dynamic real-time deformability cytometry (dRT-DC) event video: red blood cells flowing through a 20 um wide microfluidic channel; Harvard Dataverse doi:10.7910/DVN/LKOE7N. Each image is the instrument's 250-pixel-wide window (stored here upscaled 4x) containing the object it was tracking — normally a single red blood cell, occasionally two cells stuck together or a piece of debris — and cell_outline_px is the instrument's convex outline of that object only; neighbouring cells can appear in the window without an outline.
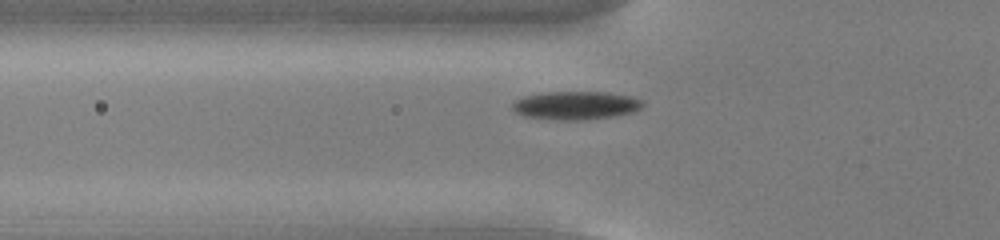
{"species": "common noctule bat (a hibernating species)", "species_latin": "Nyctalus noctula", "temperature_condition": "cold", "stored_images_in_passage": 42, "camera_frame_rate_fps": 3000, "um_per_image_px": 0.085, "animal": {"sex": "male", "body_mass_g": 13.0, "forearm_length_mm": 53.1}, "frame": {"image": 1, "passage_image": 10, "time_ms": 3.0, "image_size_px": [1000, 240], "cell_outline_px": [[644, 104], [636, 112], [612, 116], [584, 120], [552, 120], [524, 116], [516, 112], [512, 108], [512, 104], [516, 100], [524, 96], [548, 92], [608, 92], [632, 96], [644, 100]], "centroid_in_image_um": [48.98, 8.96], "position_along_channel_um": 76.8, "area_um2": 21.68}}
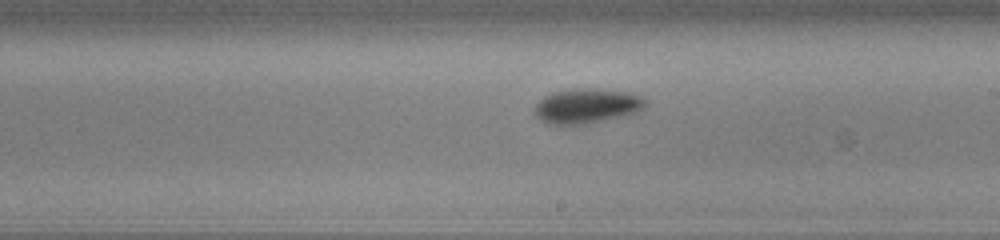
{"frame": {"image": 2, "passage_image": 23, "time_ms": 7.333, "image_size_px": [1000, 240], "cell_outline_px": [[648, 104], [636, 112], [620, 116], [584, 124], [548, 124], [540, 120], [532, 112], [536, 104], [544, 96], [552, 92], [572, 88], [600, 88], [628, 92], [640, 96], [648, 100]], "centroid_in_image_um": [49.85, 8.98], "position_along_channel_um": 239.2, "area_um2": 22.6}}
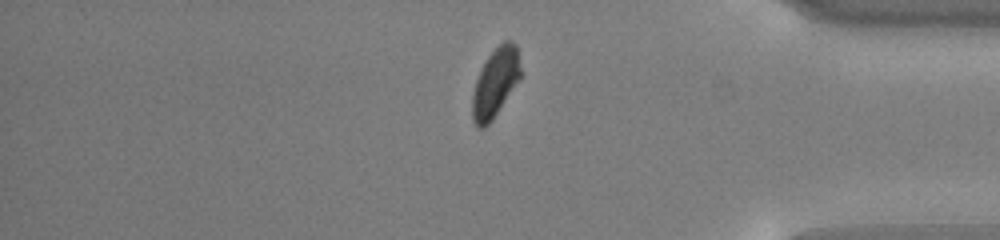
{"frame": {"image": 3, "passage_image": 37, "time_ms": 12.0, "image_size_px": [1000, 240], "cell_outline_px": [[520, 76], [492, 120], [484, 128], [476, 128], [472, 120], [472, 92], [476, 80], [488, 56], [504, 40], [508, 40], [516, 44], [520, 68]], "centroid_in_image_um": [42.06, 7.05], "position_along_channel_um": 393.1, "area_um2": 18.84}}